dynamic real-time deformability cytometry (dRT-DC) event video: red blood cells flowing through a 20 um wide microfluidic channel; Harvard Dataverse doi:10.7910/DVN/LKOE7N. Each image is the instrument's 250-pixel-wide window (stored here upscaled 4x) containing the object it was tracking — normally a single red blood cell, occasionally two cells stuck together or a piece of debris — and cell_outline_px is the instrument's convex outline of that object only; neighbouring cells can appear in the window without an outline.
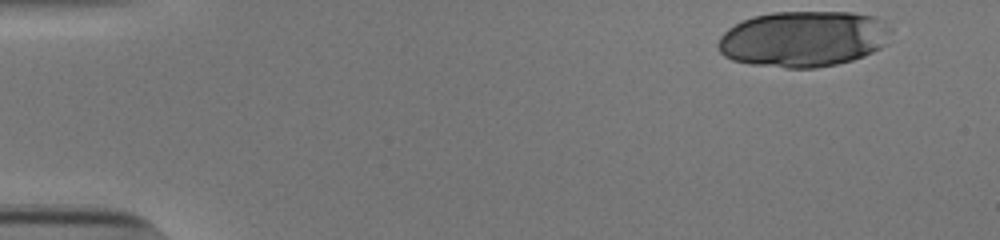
{"species": "human", "species_latin": "Homo sapiens", "temperature_condition": "cold", "stored_images_in_passage": 40, "camera_frame_rate_fps": 3000, "um_per_image_px": 0.085, "donor": {"sex": "male"}, "frame": {"image": 1, "passage_image": 1, "time_ms": 0.0, "image_size_px": [1000, 240], "cell_outline_px": [[892, 32], [888, 44], [864, 56], [852, 60], [836, 64], [816, 68], [784, 68], [752, 64], [732, 60], [724, 56], [720, 52], [716, 44], [720, 36], [728, 28], [752, 16], [772, 12], [852, 12], [876, 16], [892, 28]], "centroid_in_image_um": [68.32, 3.3], "position_along_channel_um": 16.7, "area_um2": 56.99}}
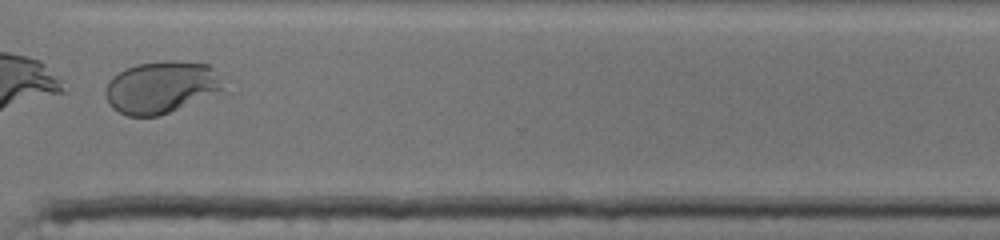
{"frame": {"image": 2, "passage_image": 38, "time_ms": 12.333, "image_size_px": [1000, 240], "cell_outline_px": [[220, 92], [160, 116], [128, 116], [112, 108], [108, 104], [104, 92], [104, 88], [108, 80], [112, 76], [124, 68], [136, 64], [164, 60], [176, 60], [208, 64], [212, 68], [220, 88]], "centroid_in_image_um": [13.58, 7.41], "position_along_channel_um": 357.0, "area_um2": 35.6}}